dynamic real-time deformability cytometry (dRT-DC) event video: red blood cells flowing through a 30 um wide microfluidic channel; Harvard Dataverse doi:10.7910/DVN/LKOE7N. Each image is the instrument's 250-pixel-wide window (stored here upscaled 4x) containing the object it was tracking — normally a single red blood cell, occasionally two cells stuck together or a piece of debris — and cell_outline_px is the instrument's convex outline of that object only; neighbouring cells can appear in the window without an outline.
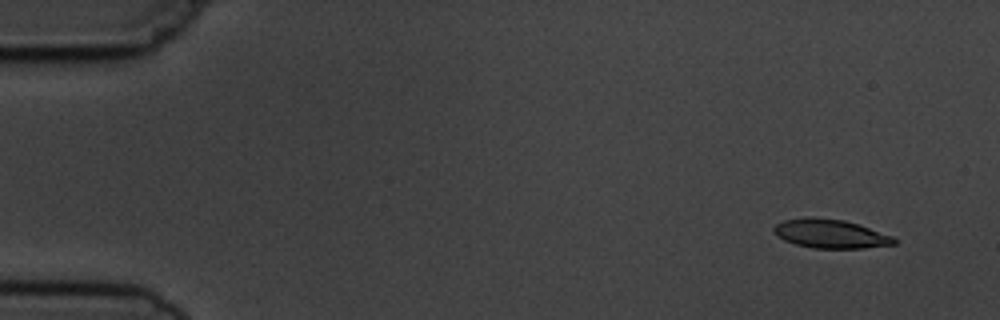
{"species": "common noctule bat (a hibernating species)", "species_latin": "Nyctalus noctula", "temperature_condition": "cold", "stored_images_in_passage": 5, "camera_frame_rate_fps": 3000, "um_per_image_px": 0.085, "animal": {"sex": "male", "body_mass_g": 19.5, "forearm_length_mm": 54.6}, "frame": {"image": 1, "passage_image": 1, "time_ms": 0.0, "image_size_px": [1000, 320], "cell_outline_px": [[896, 244], [864, 248], [812, 248], [796, 244], [784, 240], [776, 236], [772, 228], [776, 224], [784, 220], [808, 216], [812, 216], [844, 220], [892, 236], [896, 240]], "centroid_in_image_um": [70.53, 19.86], "position_along_channel_um": 14.5, "area_um2": 20.17}}
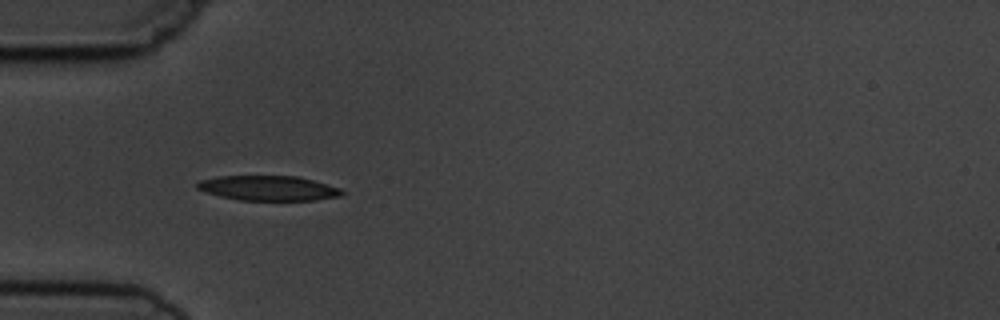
{"frame": {"image": 2, "passage_image": 4, "time_ms": 4.333, "image_size_px": [1000, 320], "cell_outline_px": [[344, 192], [340, 196], [316, 200], [240, 200], [220, 196], [196, 188], [196, 184], [200, 180], [216, 176], [296, 176], [312, 180], [340, 188]], "centroid_in_image_um": [22.8, 15.99], "position_along_channel_um": 62.2, "area_um2": 20.81}}
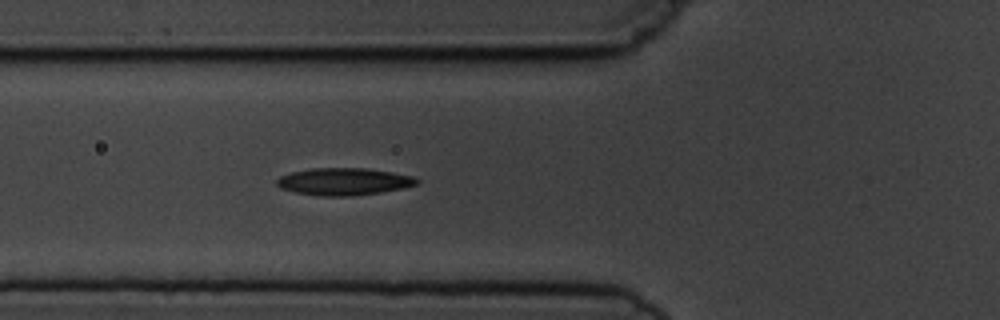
{"frame": {"image": 3, "passage_image": 5, "time_ms": 5.333, "image_size_px": [1000, 320], "cell_outline_px": [[420, 180], [416, 184], [404, 188], [380, 192], [352, 196], [320, 196], [296, 192], [280, 188], [276, 184], [276, 180], [280, 176], [292, 172], [312, 168], [368, 168], [416, 176]], "centroid_in_image_um": [29.25, 15.43], "position_along_channel_um": 96.5, "area_um2": 22.31}}